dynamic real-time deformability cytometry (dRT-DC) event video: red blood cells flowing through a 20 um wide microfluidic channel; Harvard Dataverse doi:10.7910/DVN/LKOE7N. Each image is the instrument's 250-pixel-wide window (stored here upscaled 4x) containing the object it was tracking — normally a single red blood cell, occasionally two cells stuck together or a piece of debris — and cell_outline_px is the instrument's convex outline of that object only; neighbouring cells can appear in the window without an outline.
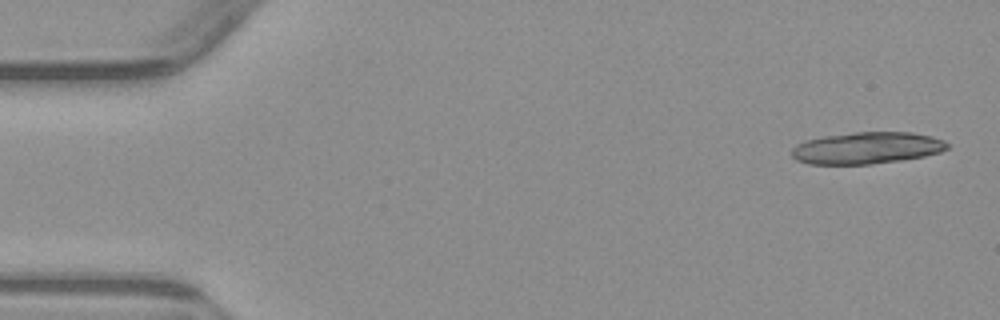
{"species": "common noctule bat (a hibernating species)", "species_latin": "Nyctalus noctula", "temperature_condition": "warm", "stored_images_in_passage": 5, "camera_frame_rate_fps": 3000, "um_per_image_px": 0.085, "animal": {"sex": "male", "body_mass_g": 23.1, "forearm_length_mm": 52.7}, "frame": {"image": 1, "passage_image": 1, "time_ms": 0.0, "image_size_px": [1000, 320], "cell_outline_px": [[948, 148], [940, 152], [924, 156], [900, 160], [872, 164], [808, 164], [796, 160], [792, 156], [792, 148], [796, 144], [804, 140], [824, 136], [852, 132], [912, 132], [932, 136], [944, 140], [948, 144]], "centroid_in_image_um": [73.66, 12.57], "position_along_channel_um": 11.3, "area_um2": 28.96}}